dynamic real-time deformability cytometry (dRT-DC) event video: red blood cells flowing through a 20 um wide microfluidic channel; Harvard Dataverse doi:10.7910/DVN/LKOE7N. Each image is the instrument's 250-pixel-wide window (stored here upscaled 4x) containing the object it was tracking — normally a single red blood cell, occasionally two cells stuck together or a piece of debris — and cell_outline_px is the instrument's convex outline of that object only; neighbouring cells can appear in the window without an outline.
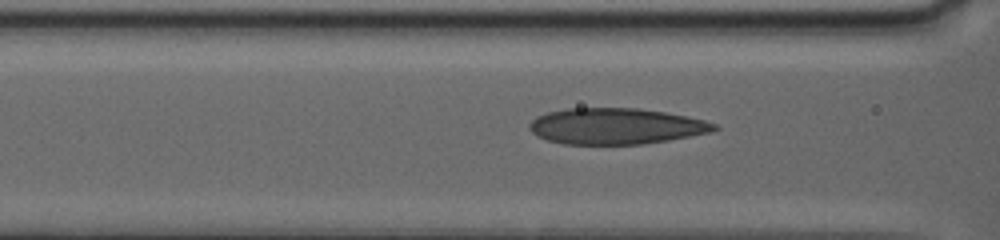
{"species": "human", "species_latin": "Homo sapiens", "temperature_condition": "warm", "stored_images_in_passage": 36, "camera_frame_rate_fps": 3000, "um_per_image_px": 0.085, "donor": {"sex": "female"}, "frame": {"image": 1, "passage_image": 10, "time_ms": 3.667, "image_size_px": [1000, 240], "cell_outline_px": [[720, 128], [708, 132], [668, 140], [640, 144], [564, 144], [548, 140], [536, 136], [528, 128], [528, 124], [536, 116], [548, 112], [568, 108], [636, 108], [664, 112], [688, 116], [704, 120], [716, 124]], "centroid_in_image_um": [52.31, 10.72], "position_along_channel_um": 114.3, "area_um2": 38.73}}
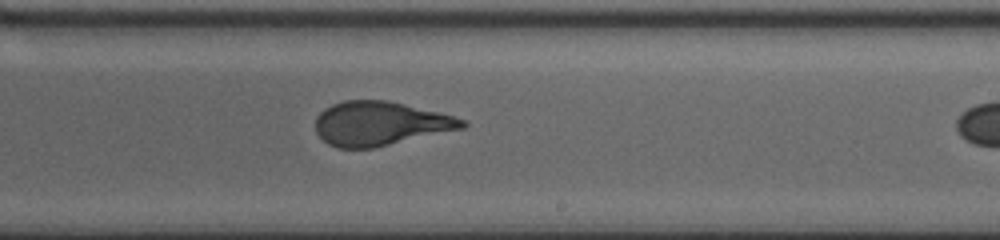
{"frame": {"image": 2, "passage_image": 20, "time_ms": 8.333, "image_size_px": [1000, 240], "cell_outline_px": [[468, 124], [464, 128], [372, 148], [336, 148], [328, 144], [316, 132], [316, 116], [324, 108], [332, 104], [344, 100], [388, 100], [452, 116], [464, 120]], "centroid_in_image_um": [32.26, 10.5], "position_along_channel_um": 256.7, "area_um2": 37.34}}
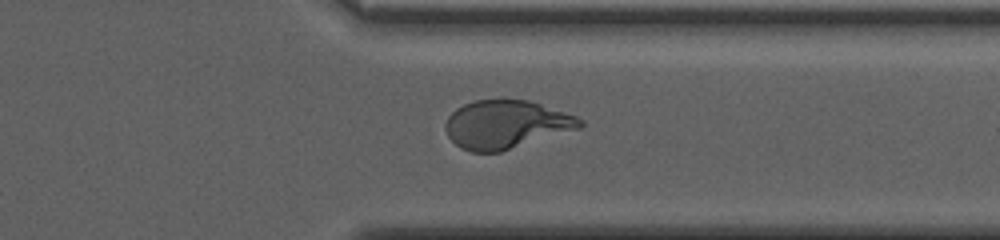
{"frame": {"image": 3, "passage_image": 30, "time_ms": 12.0, "image_size_px": [1000, 240], "cell_outline_px": [[584, 124], [580, 128], [500, 152], [472, 152], [460, 148], [448, 136], [444, 128], [444, 124], [448, 116], [456, 108], [464, 104], [476, 100], [528, 100], [576, 116], [584, 120]], "centroid_in_image_um": [42.99, 10.58], "position_along_channel_um": 368.4, "area_um2": 37.69}}